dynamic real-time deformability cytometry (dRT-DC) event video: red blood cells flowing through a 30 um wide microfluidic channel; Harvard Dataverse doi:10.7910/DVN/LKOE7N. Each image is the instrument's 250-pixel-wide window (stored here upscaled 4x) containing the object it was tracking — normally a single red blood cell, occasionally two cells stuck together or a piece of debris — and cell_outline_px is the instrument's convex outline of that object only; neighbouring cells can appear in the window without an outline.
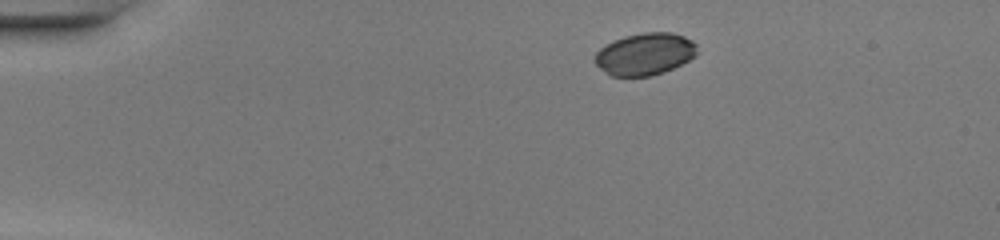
{"species": "common noctule bat (a hibernating species)", "species_latin": "Nyctalus noctula", "temperature_condition": "warm", "stored_images_in_passage": 40, "camera_frame_rate_fps": 3000, "um_per_image_px": 0.085, "animal": {"sex": "female", "body_mass_g": 20.0, "forearm_length_mm": 54.0}, "frame": {"image": 1, "passage_image": 1, "time_ms": 0.0, "image_size_px": [1000, 240], "cell_outline_px": [[700, 52], [696, 56], [664, 72], [652, 76], [608, 76], [592, 60], [596, 52], [600, 48], [624, 36], [644, 32], [672, 32], [684, 36], [692, 40], [696, 44]], "centroid_in_image_um": [54.83, 4.6], "position_along_channel_um": 30.2, "area_um2": 25.32}}
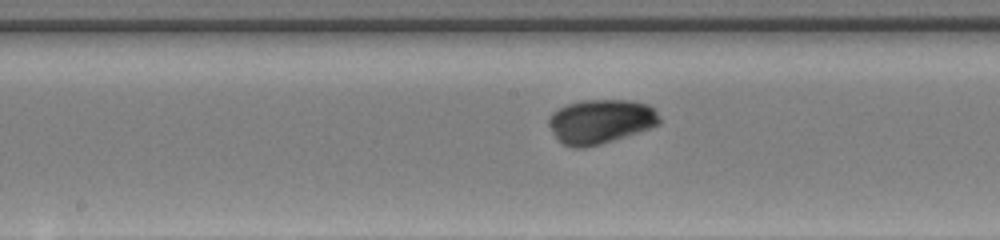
{"frame": {"image": 2, "passage_image": 18, "time_ms": 5.667, "image_size_px": [1000, 240], "cell_outline_px": [[660, 124], [600, 144], [584, 148], [572, 148], [564, 144], [556, 136], [548, 124], [548, 116], [552, 112], [568, 104], [584, 100], [628, 100], [648, 104], [656, 108], [660, 116]], "centroid_in_image_um": [51.06, 10.31], "position_along_channel_um": 197.1, "area_um2": 28.38}}
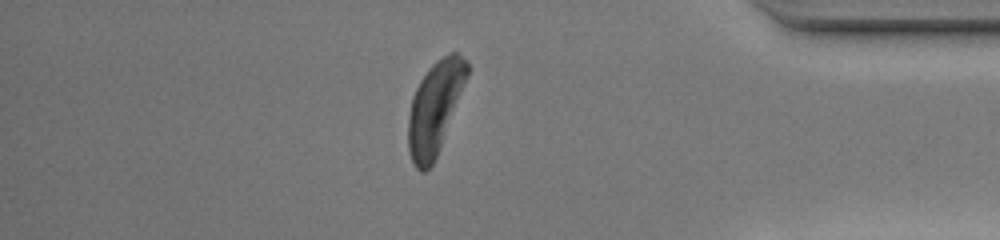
{"frame": {"image": 3, "passage_image": 34, "time_ms": 11.0, "image_size_px": [1000, 240], "cell_outline_px": [[468, 76], [440, 148], [432, 164], [424, 172], [420, 172], [412, 164], [408, 152], [408, 116], [412, 96], [420, 80], [428, 68], [436, 60], [448, 52], [456, 52], [468, 64]], "centroid_in_image_um": [36.94, 9.17], "position_along_channel_um": 398.3, "area_um2": 31.62}, "authors_computed_cell_mechanics": {"area_um2": 28.4087, "velocity_mm_per_s": 4.2795, "shape_relaxation_time_tau1_ms": 2.906, "shape_relaxation_time_tau2_ms": null, "deformation_change_tau1": 0.1655, "deformation_change_tau2": null}}